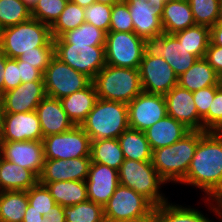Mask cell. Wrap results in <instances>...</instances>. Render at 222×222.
<instances>
[{"instance_id":"obj_1","label":"cell","mask_w":222,"mask_h":222,"mask_svg":"<svg viewBox=\"0 0 222 222\" xmlns=\"http://www.w3.org/2000/svg\"><path fill=\"white\" fill-rule=\"evenodd\" d=\"M181 183L197 186L222 201V132L201 131V139Z\"/></svg>"},{"instance_id":"obj_2","label":"cell","mask_w":222,"mask_h":222,"mask_svg":"<svg viewBox=\"0 0 222 222\" xmlns=\"http://www.w3.org/2000/svg\"><path fill=\"white\" fill-rule=\"evenodd\" d=\"M200 139L201 131H190L172 145L152 150L151 163L165 182L185 178Z\"/></svg>"},{"instance_id":"obj_3","label":"cell","mask_w":222,"mask_h":222,"mask_svg":"<svg viewBox=\"0 0 222 222\" xmlns=\"http://www.w3.org/2000/svg\"><path fill=\"white\" fill-rule=\"evenodd\" d=\"M81 127L91 141L118 139L129 128L128 104L98 98Z\"/></svg>"},{"instance_id":"obj_4","label":"cell","mask_w":222,"mask_h":222,"mask_svg":"<svg viewBox=\"0 0 222 222\" xmlns=\"http://www.w3.org/2000/svg\"><path fill=\"white\" fill-rule=\"evenodd\" d=\"M97 97L128 104L142 90L138 69L105 65L93 79Z\"/></svg>"},{"instance_id":"obj_5","label":"cell","mask_w":222,"mask_h":222,"mask_svg":"<svg viewBox=\"0 0 222 222\" xmlns=\"http://www.w3.org/2000/svg\"><path fill=\"white\" fill-rule=\"evenodd\" d=\"M52 39L50 26L31 18L0 30V49L8 58L17 59L36 47H45Z\"/></svg>"},{"instance_id":"obj_6","label":"cell","mask_w":222,"mask_h":222,"mask_svg":"<svg viewBox=\"0 0 222 222\" xmlns=\"http://www.w3.org/2000/svg\"><path fill=\"white\" fill-rule=\"evenodd\" d=\"M119 183L129 187L147 198L154 206L167 200L159 192V187L165 181L159 176L151 161L124 159L119 170Z\"/></svg>"},{"instance_id":"obj_7","label":"cell","mask_w":222,"mask_h":222,"mask_svg":"<svg viewBox=\"0 0 222 222\" xmlns=\"http://www.w3.org/2000/svg\"><path fill=\"white\" fill-rule=\"evenodd\" d=\"M144 42L134 32L109 31L105 39L106 64L138 69L144 55Z\"/></svg>"},{"instance_id":"obj_8","label":"cell","mask_w":222,"mask_h":222,"mask_svg":"<svg viewBox=\"0 0 222 222\" xmlns=\"http://www.w3.org/2000/svg\"><path fill=\"white\" fill-rule=\"evenodd\" d=\"M43 78L46 95L59 100L83 90L93 82L90 77L74 70L55 56L46 68Z\"/></svg>"},{"instance_id":"obj_9","label":"cell","mask_w":222,"mask_h":222,"mask_svg":"<svg viewBox=\"0 0 222 222\" xmlns=\"http://www.w3.org/2000/svg\"><path fill=\"white\" fill-rule=\"evenodd\" d=\"M54 56L92 80L106 65L105 46L54 44Z\"/></svg>"},{"instance_id":"obj_10","label":"cell","mask_w":222,"mask_h":222,"mask_svg":"<svg viewBox=\"0 0 222 222\" xmlns=\"http://www.w3.org/2000/svg\"><path fill=\"white\" fill-rule=\"evenodd\" d=\"M144 55L163 57L177 77L188 71L198 60V57L189 53L173 34L165 32L145 39Z\"/></svg>"},{"instance_id":"obj_11","label":"cell","mask_w":222,"mask_h":222,"mask_svg":"<svg viewBox=\"0 0 222 222\" xmlns=\"http://www.w3.org/2000/svg\"><path fill=\"white\" fill-rule=\"evenodd\" d=\"M45 159L90 157L91 140L81 126L61 134H52L42 140Z\"/></svg>"},{"instance_id":"obj_12","label":"cell","mask_w":222,"mask_h":222,"mask_svg":"<svg viewBox=\"0 0 222 222\" xmlns=\"http://www.w3.org/2000/svg\"><path fill=\"white\" fill-rule=\"evenodd\" d=\"M154 205L142 194L129 187L118 185L114 194L103 206L105 222H119L147 214Z\"/></svg>"},{"instance_id":"obj_13","label":"cell","mask_w":222,"mask_h":222,"mask_svg":"<svg viewBox=\"0 0 222 222\" xmlns=\"http://www.w3.org/2000/svg\"><path fill=\"white\" fill-rule=\"evenodd\" d=\"M143 92L166 95L178 83V77L163 57L143 55L139 65Z\"/></svg>"},{"instance_id":"obj_14","label":"cell","mask_w":222,"mask_h":222,"mask_svg":"<svg viewBox=\"0 0 222 222\" xmlns=\"http://www.w3.org/2000/svg\"><path fill=\"white\" fill-rule=\"evenodd\" d=\"M167 115L164 95L141 92L128 103L129 128L145 132Z\"/></svg>"},{"instance_id":"obj_15","label":"cell","mask_w":222,"mask_h":222,"mask_svg":"<svg viewBox=\"0 0 222 222\" xmlns=\"http://www.w3.org/2000/svg\"><path fill=\"white\" fill-rule=\"evenodd\" d=\"M26 140H43L36 111L3 113L0 121V142Z\"/></svg>"},{"instance_id":"obj_16","label":"cell","mask_w":222,"mask_h":222,"mask_svg":"<svg viewBox=\"0 0 222 222\" xmlns=\"http://www.w3.org/2000/svg\"><path fill=\"white\" fill-rule=\"evenodd\" d=\"M0 156L31 170L38 178L42 173L45 161L42 141L0 142Z\"/></svg>"},{"instance_id":"obj_17","label":"cell","mask_w":222,"mask_h":222,"mask_svg":"<svg viewBox=\"0 0 222 222\" xmlns=\"http://www.w3.org/2000/svg\"><path fill=\"white\" fill-rule=\"evenodd\" d=\"M167 115L184 124L191 131H202V119L191 91L176 85L166 95Z\"/></svg>"},{"instance_id":"obj_18","label":"cell","mask_w":222,"mask_h":222,"mask_svg":"<svg viewBox=\"0 0 222 222\" xmlns=\"http://www.w3.org/2000/svg\"><path fill=\"white\" fill-rule=\"evenodd\" d=\"M46 96L44 81L21 83L17 88L2 94L3 113L36 111Z\"/></svg>"},{"instance_id":"obj_19","label":"cell","mask_w":222,"mask_h":222,"mask_svg":"<svg viewBox=\"0 0 222 222\" xmlns=\"http://www.w3.org/2000/svg\"><path fill=\"white\" fill-rule=\"evenodd\" d=\"M90 164L91 157L45 159L39 182L85 181Z\"/></svg>"},{"instance_id":"obj_20","label":"cell","mask_w":222,"mask_h":222,"mask_svg":"<svg viewBox=\"0 0 222 222\" xmlns=\"http://www.w3.org/2000/svg\"><path fill=\"white\" fill-rule=\"evenodd\" d=\"M85 182L88 200L104 206L120 184L118 170L91 162Z\"/></svg>"},{"instance_id":"obj_21","label":"cell","mask_w":222,"mask_h":222,"mask_svg":"<svg viewBox=\"0 0 222 222\" xmlns=\"http://www.w3.org/2000/svg\"><path fill=\"white\" fill-rule=\"evenodd\" d=\"M134 25V33L145 39L163 33L161 11L145 0H125Z\"/></svg>"},{"instance_id":"obj_22","label":"cell","mask_w":222,"mask_h":222,"mask_svg":"<svg viewBox=\"0 0 222 222\" xmlns=\"http://www.w3.org/2000/svg\"><path fill=\"white\" fill-rule=\"evenodd\" d=\"M43 138L52 134H61L75 125L67 116L59 99L46 96L37 106Z\"/></svg>"},{"instance_id":"obj_23","label":"cell","mask_w":222,"mask_h":222,"mask_svg":"<svg viewBox=\"0 0 222 222\" xmlns=\"http://www.w3.org/2000/svg\"><path fill=\"white\" fill-rule=\"evenodd\" d=\"M191 130L169 115L156 122L145 131L152 150L170 146L188 134Z\"/></svg>"},{"instance_id":"obj_24","label":"cell","mask_w":222,"mask_h":222,"mask_svg":"<svg viewBox=\"0 0 222 222\" xmlns=\"http://www.w3.org/2000/svg\"><path fill=\"white\" fill-rule=\"evenodd\" d=\"M39 182L31 171L0 156V192L27 191Z\"/></svg>"},{"instance_id":"obj_25","label":"cell","mask_w":222,"mask_h":222,"mask_svg":"<svg viewBox=\"0 0 222 222\" xmlns=\"http://www.w3.org/2000/svg\"><path fill=\"white\" fill-rule=\"evenodd\" d=\"M97 92L92 82L83 90L60 99L63 109L75 126H81L97 101Z\"/></svg>"},{"instance_id":"obj_26","label":"cell","mask_w":222,"mask_h":222,"mask_svg":"<svg viewBox=\"0 0 222 222\" xmlns=\"http://www.w3.org/2000/svg\"><path fill=\"white\" fill-rule=\"evenodd\" d=\"M163 31L175 34L195 25L188 0H167L161 12Z\"/></svg>"},{"instance_id":"obj_27","label":"cell","mask_w":222,"mask_h":222,"mask_svg":"<svg viewBox=\"0 0 222 222\" xmlns=\"http://www.w3.org/2000/svg\"><path fill=\"white\" fill-rule=\"evenodd\" d=\"M177 85L191 92L210 86H221L220 76L204 57L198 58L188 71L178 77Z\"/></svg>"},{"instance_id":"obj_28","label":"cell","mask_w":222,"mask_h":222,"mask_svg":"<svg viewBox=\"0 0 222 222\" xmlns=\"http://www.w3.org/2000/svg\"><path fill=\"white\" fill-rule=\"evenodd\" d=\"M50 191L56 204L72 206L88 200L85 181L39 182Z\"/></svg>"},{"instance_id":"obj_29","label":"cell","mask_w":222,"mask_h":222,"mask_svg":"<svg viewBox=\"0 0 222 222\" xmlns=\"http://www.w3.org/2000/svg\"><path fill=\"white\" fill-rule=\"evenodd\" d=\"M28 207L23 222H44L51 208L56 204L45 185L39 182L27 190Z\"/></svg>"},{"instance_id":"obj_30","label":"cell","mask_w":222,"mask_h":222,"mask_svg":"<svg viewBox=\"0 0 222 222\" xmlns=\"http://www.w3.org/2000/svg\"><path fill=\"white\" fill-rule=\"evenodd\" d=\"M124 159L151 161L152 149L145 132L128 128L118 137Z\"/></svg>"},{"instance_id":"obj_31","label":"cell","mask_w":222,"mask_h":222,"mask_svg":"<svg viewBox=\"0 0 222 222\" xmlns=\"http://www.w3.org/2000/svg\"><path fill=\"white\" fill-rule=\"evenodd\" d=\"M91 162L104 164L119 170L124 162L123 152L118 139H98L91 141Z\"/></svg>"},{"instance_id":"obj_32","label":"cell","mask_w":222,"mask_h":222,"mask_svg":"<svg viewBox=\"0 0 222 222\" xmlns=\"http://www.w3.org/2000/svg\"><path fill=\"white\" fill-rule=\"evenodd\" d=\"M28 204L27 191L0 192V222H23Z\"/></svg>"},{"instance_id":"obj_33","label":"cell","mask_w":222,"mask_h":222,"mask_svg":"<svg viewBox=\"0 0 222 222\" xmlns=\"http://www.w3.org/2000/svg\"><path fill=\"white\" fill-rule=\"evenodd\" d=\"M173 35L189 53L198 58L205 57L210 43V27L195 24Z\"/></svg>"},{"instance_id":"obj_34","label":"cell","mask_w":222,"mask_h":222,"mask_svg":"<svg viewBox=\"0 0 222 222\" xmlns=\"http://www.w3.org/2000/svg\"><path fill=\"white\" fill-rule=\"evenodd\" d=\"M106 33L93 24L84 22L79 27L53 39L54 44H91L105 46Z\"/></svg>"},{"instance_id":"obj_35","label":"cell","mask_w":222,"mask_h":222,"mask_svg":"<svg viewBox=\"0 0 222 222\" xmlns=\"http://www.w3.org/2000/svg\"><path fill=\"white\" fill-rule=\"evenodd\" d=\"M155 222H211L195 209L170 205L168 201L155 206Z\"/></svg>"},{"instance_id":"obj_36","label":"cell","mask_w":222,"mask_h":222,"mask_svg":"<svg viewBox=\"0 0 222 222\" xmlns=\"http://www.w3.org/2000/svg\"><path fill=\"white\" fill-rule=\"evenodd\" d=\"M66 222H105L103 206L90 200L63 206Z\"/></svg>"},{"instance_id":"obj_37","label":"cell","mask_w":222,"mask_h":222,"mask_svg":"<svg viewBox=\"0 0 222 222\" xmlns=\"http://www.w3.org/2000/svg\"><path fill=\"white\" fill-rule=\"evenodd\" d=\"M85 22L84 8L68 1L56 22L50 27L52 38L79 27Z\"/></svg>"},{"instance_id":"obj_38","label":"cell","mask_w":222,"mask_h":222,"mask_svg":"<svg viewBox=\"0 0 222 222\" xmlns=\"http://www.w3.org/2000/svg\"><path fill=\"white\" fill-rule=\"evenodd\" d=\"M31 18V9L22 0H0V30Z\"/></svg>"},{"instance_id":"obj_39","label":"cell","mask_w":222,"mask_h":222,"mask_svg":"<svg viewBox=\"0 0 222 222\" xmlns=\"http://www.w3.org/2000/svg\"><path fill=\"white\" fill-rule=\"evenodd\" d=\"M195 24L212 27L218 22L220 0H188Z\"/></svg>"},{"instance_id":"obj_40","label":"cell","mask_w":222,"mask_h":222,"mask_svg":"<svg viewBox=\"0 0 222 222\" xmlns=\"http://www.w3.org/2000/svg\"><path fill=\"white\" fill-rule=\"evenodd\" d=\"M67 0H38L31 10L33 19L52 26L65 8Z\"/></svg>"},{"instance_id":"obj_41","label":"cell","mask_w":222,"mask_h":222,"mask_svg":"<svg viewBox=\"0 0 222 222\" xmlns=\"http://www.w3.org/2000/svg\"><path fill=\"white\" fill-rule=\"evenodd\" d=\"M111 12L112 6L95 2L84 8L85 22L93 24L107 34L110 28Z\"/></svg>"},{"instance_id":"obj_42","label":"cell","mask_w":222,"mask_h":222,"mask_svg":"<svg viewBox=\"0 0 222 222\" xmlns=\"http://www.w3.org/2000/svg\"><path fill=\"white\" fill-rule=\"evenodd\" d=\"M109 31L134 32L131 14L125 0L112 6Z\"/></svg>"},{"instance_id":"obj_43","label":"cell","mask_w":222,"mask_h":222,"mask_svg":"<svg viewBox=\"0 0 222 222\" xmlns=\"http://www.w3.org/2000/svg\"><path fill=\"white\" fill-rule=\"evenodd\" d=\"M54 57L53 39L45 47H36V51L23 53L18 59L39 69L43 74Z\"/></svg>"},{"instance_id":"obj_44","label":"cell","mask_w":222,"mask_h":222,"mask_svg":"<svg viewBox=\"0 0 222 222\" xmlns=\"http://www.w3.org/2000/svg\"><path fill=\"white\" fill-rule=\"evenodd\" d=\"M202 131L222 132V86L216 91L209 112L202 119Z\"/></svg>"},{"instance_id":"obj_45","label":"cell","mask_w":222,"mask_h":222,"mask_svg":"<svg viewBox=\"0 0 222 222\" xmlns=\"http://www.w3.org/2000/svg\"><path fill=\"white\" fill-rule=\"evenodd\" d=\"M220 87L221 86H210L192 92L198 116L201 119L208 114L211 103L214 100L215 93Z\"/></svg>"},{"instance_id":"obj_46","label":"cell","mask_w":222,"mask_h":222,"mask_svg":"<svg viewBox=\"0 0 222 222\" xmlns=\"http://www.w3.org/2000/svg\"><path fill=\"white\" fill-rule=\"evenodd\" d=\"M4 93L21 85L20 68H18V58H6L4 70Z\"/></svg>"},{"instance_id":"obj_47","label":"cell","mask_w":222,"mask_h":222,"mask_svg":"<svg viewBox=\"0 0 222 222\" xmlns=\"http://www.w3.org/2000/svg\"><path fill=\"white\" fill-rule=\"evenodd\" d=\"M208 64L215 70V72L222 76V46L214 45L211 41L206 50L204 57Z\"/></svg>"},{"instance_id":"obj_48","label":"cell","mask_w":222,"mask_h":222,"mask_svg":"<svg viewBox=\"0 0 222 222\" xmlns=\"http://www.w3.org/2000/svg\"><path fill=\"white\" fill-rule=\"evenodd\" d=\"M18 68H20L21 82H32V81H44L43 73L34 68L32 65L26 64V62L18 59Z\"/></svg>"},{"instance_id":"obj_49","label":"cell","mask_w":222,"mask_h":222,"mask_svg":"<svg viewBox=\"0 0 222 222\" xmlns=\"http://www.w3.org/2000/svg\"><path fill=\"white\" fill-rule=\"evenodd\" d=\"M44 222H66L63 206L55 204L48 213Z\"/></svg>"},{"instance_id":"obj_50","label":"cell","mask_w":222,"mask_h":222,"mask_svg":"<svg viewBox=\"0 0 222 222\" xmlns=\"http://www.w3.org/2000/svg\"><path fill=\"white\" fill-rule=\"evenodd\" d=\"M210 41L214 45L222 46V22H217L210 28Z\"/></svg>"},{"instance_id":"obj_51","label":"cell","mask_w":222,"mask_h":222,"mask_svg":"<svg viewBox=\"0 0 222 222\" xmlns=\"http://www.w3.org/2000/svg\"><path fill=\"white\" fill-rule=\"evenodd\" d=\"M119 222H155V206L145 215Z\"/></svg>"},{"instance_id":"obj_52","label":"cell","mask_w":222,"mask_h":222,"mask_svg":"<svg viewBox=\"0 0 222 222\" xmlns=\"http://www.w3.org/2000/svg\"><path fill=\"white\" fill-rule=\"evenodd\" d=\"M6 58L7 56L2 52L0 49V93H4V70L6 65Z\"/></svg>"},{"instance_id":"obj_53","label":"cell","mask_w":222,"mask_h":222,"mask_svg":"<svg viewBox=\"0 0 222 222\" xmlns=\"http://www.w3.org/2000/svg\"><path fill=\"white\" fill-rule=\"evenodd\" d=\"M145 1H147L151 6L155 5L162 12L165 2L167 0H145Z\"/></svg>"},{"instance_id":"obj_54","label":"cell","mask_w":222,"mask_h":222,"mask_svg":"<svg viewBox=\"0 0 222 222\" xmlns=\"http://www.w3.org/2000/svg\"><path fill=\"white\" fill-rule=\"evenodd\" d=\"M71 2L78 4L80 7H88L89 5L95 3V0H70Z\"/></svg>"},{"instance_id":"obj_55","label":"cell","mask_w":222,"mask_h":222,"mask_svg":"<svg viewBox=\"0 0 222 222\" xmlns=\"http://www.w3.org/2000/svg\"><path fill=\"white\" fill-rule=\"evenodd\" d=\"M217 208L216 207H211L212 209H213V211H215V213H217L218 214V216L220 217V218H222V201H219V200H217Z\"/></svg>"},{"instance_id":"obj_56","label":"cell","mask_w":222,"mask_h":222,"mask_svg":"<svg viewBox=\"0 0 222 222\" xmlns=\"http://www.w3.org/2000/svg\"><path fill=\"white\" fill-rule=\"evenodd\" d=\"M121 1L122 0H95V2H97V3H103V4L110 5V6H113L114 4H117Z\"/></svg>"},{"instance_id":"obj_57","label":"cell","mask_w":222,"mask_h":222,"mask_svg":"<svg viewBox=\"0 0 222 222\" xmlns=\"http://www.w3.org/2000/svg\"><path fill=\"white\" fill-rule=\"evenodd\" d=\"M29 9H33L38 0H22Z\"/></svg>"},{"instance_id":"obj_58","label":"cell","mask_w":222,"mask_h":222,"mask_svg":"<svg viewBox=\"0 0 222 222\" xmlns=\"http://www.w3.org/2000/svg\"><path fill=\"white\" fill-rule=\"evenodd\" d=\"M218 22H222V0H220V5H219Z\"/></svg>"},{"instance_id":"obj_59","label":"cell","mask_w":222,"mask_h":222,"mask_svg":"<svg viewBox=\"0 0 222 222\" xmlns=\"http://www.w3.org/2000/svg\"><path fill=\"white\" fill-rule=\"evenodd\" d=\"M3 115V102H2V94L0 93V121Z\"/></svg>"},{"instance_id":"obj_60","label":"cell","mask_w":222,"mask_h":222,"mask_svg":"<svg viewBox=\"0 0 222 222\" xmlns=\"http://www.w3.org/2000/svg\"><path fill=\"white\" fill-rule=\"evenodd\" d=\"M220 84H221V86H222V76L220 77Z\"/></svg>"}]
</instances>
